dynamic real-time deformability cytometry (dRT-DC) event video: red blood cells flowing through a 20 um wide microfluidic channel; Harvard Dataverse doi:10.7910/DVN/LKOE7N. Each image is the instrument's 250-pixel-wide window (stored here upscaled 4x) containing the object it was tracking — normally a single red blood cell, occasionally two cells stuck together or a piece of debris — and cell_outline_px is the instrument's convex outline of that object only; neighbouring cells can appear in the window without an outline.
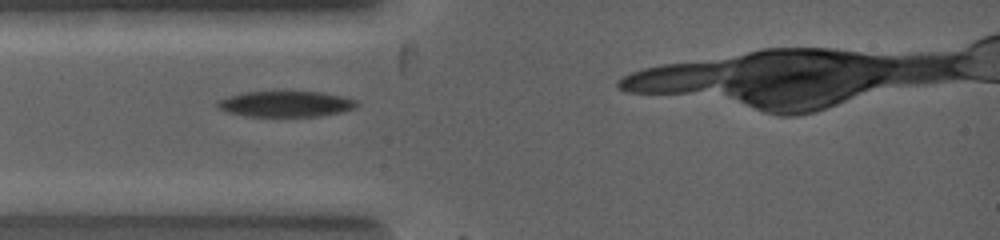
{"species": "common noctule bat (a hibernating species)", "species_latin": "Nyctalus noctula", "temperature_condition": "warm", "stored_images_in_passage": 5, "camera_frame_rate_fps": 5000, "um_per_image_px": 0.085, "animal": {"sex": "female", "body_mass_g": 19.0, "forearm_length_mm": 53.3}, "frame": {"image": 1, "passage_image": 3, "time_ms": 2.4, "image_size_px": [1000, 240], "cell_outline_px": [[360, 104], [356, 108], [344, 112], [320, 116], [248, 116], [224, 112], [216, 108], [216, 104], [220, 100], [232, 96], [248, 92], [320, 92], [340, 96], [356, 100]], "centroid_in_image_um": [24.33, 8.85], "position_along_channel_um": 60.7, "area_um2": 20.81}}